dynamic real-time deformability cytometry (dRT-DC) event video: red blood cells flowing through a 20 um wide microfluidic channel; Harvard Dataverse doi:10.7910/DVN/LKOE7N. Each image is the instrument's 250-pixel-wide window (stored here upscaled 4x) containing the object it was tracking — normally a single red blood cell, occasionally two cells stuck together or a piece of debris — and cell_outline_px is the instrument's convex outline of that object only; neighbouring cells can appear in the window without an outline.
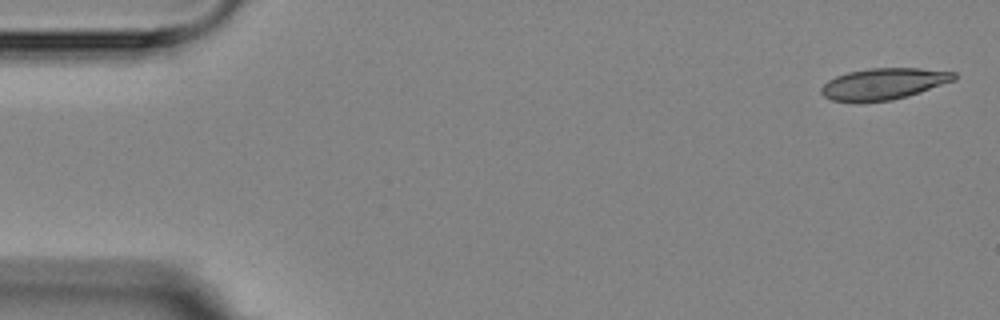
{"species": "Egyptian fruit bat (a non-hibernating species)", "species_latin": "Rousettus aegyptiacus", "temperature_condition": "room temperature", "stored_images_in_passage": 5, "camera_frame_rate_fps": 3000, "um_per_image_px": 0.085, "animal": {"sex": "female"}, "frame": {"image": 1, "passage_image": 1, "time_ms": 0.0, "image_size_px": [1000, 320], "cell_outline_px": [[956, 80], [908, 96], [892, 100], [832, 100], [824, 96], [820, 92], [820, 88], [828, 80], [836, 76], [848, 72], [872, 68], [920, 68], [956, 72]], "centroid_in_image_um": [75.15, 7.1], "position_along_channel_um": 9.8, "area_um2": 23.87}}
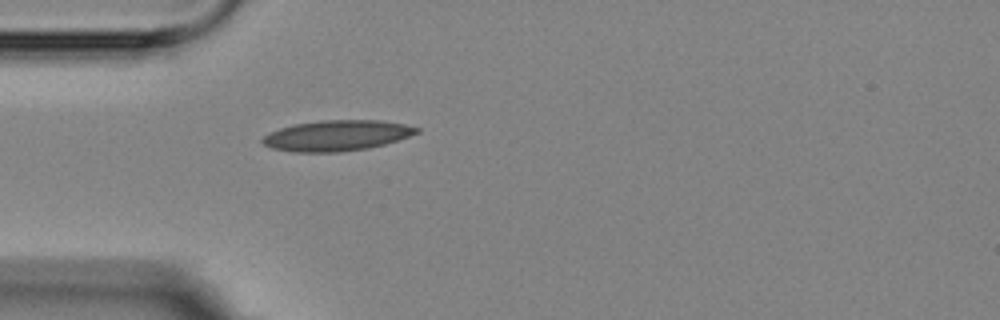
{"frame": {"image": 2, "passage_image": 5, "time_ms": 4.667, "image_size_px": [1000, 320], "cell_outline_px": [[420, 132], [384, 144], [368, 148], [340, 152], [292, 152], [272, 148], [264, 144], [260, 140], [268, 132], [292, 124], [320, 120], [380, 120], [404, 124], [420, 128]], "centroid_in_image_um": [28.59, 11.52], "position_along_channel_um": 56.4, "area_um2": 27.57}}